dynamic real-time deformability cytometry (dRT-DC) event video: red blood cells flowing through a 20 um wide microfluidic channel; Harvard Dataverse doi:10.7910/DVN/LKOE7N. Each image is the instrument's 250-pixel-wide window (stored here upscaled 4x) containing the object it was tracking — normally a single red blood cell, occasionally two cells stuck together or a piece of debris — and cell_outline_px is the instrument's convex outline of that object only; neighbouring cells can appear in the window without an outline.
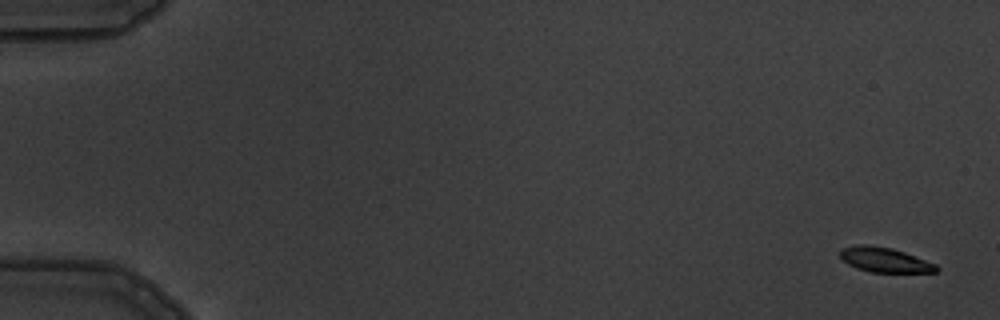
{"species": "common noctule bat (a hibernating species)", "species_latin": "Nyctalus noctula", "temperature_condition": "warm", "stored_images_in_passage": 8, "camera_frame_rate_fps": 3000, "um_per_image_px": 0.085, "animal": {"sex": "male", "body_mass_g": 19.5, "forearm_length_mm": 54.6}, "frame": {"image": 1, "passage_image": 1, "time_ms": 0.0, "image_size_px": [1000, 320], "cell_outline_px": [[940, 268], [936, 272], [872, 272], [856, 268], [848, 264], [840, 256], [840, 248], [856, 244], [868, 244], [892, 248], [904, 252], [936, 264]], "centroid_in_image_um": [75.18, 22.07], "position_along_channel_um": 9.8, "area_um2": 13.93}}
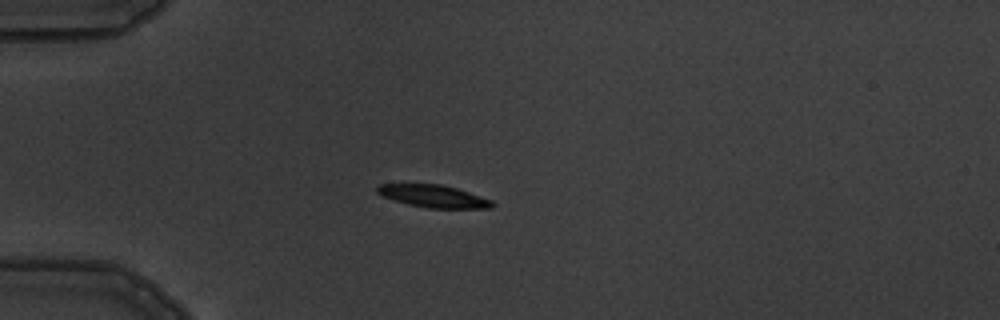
{"frame": {"image": 2, "passage_image": 5, "time_ms": 4.667, "image_size_px": [1000, 320], "cell_outline_px": [[496, 204], [492, 208], [428, 208], [408, 204], [384, 196], [376, 192], [376, 188], [380, 184], [440, 184], [456, 188], [492, 200]], "centroid_in_image_um": [36.88, 16.68], "position_along_channel_um": 48.1, "area_um2": 14.85}}
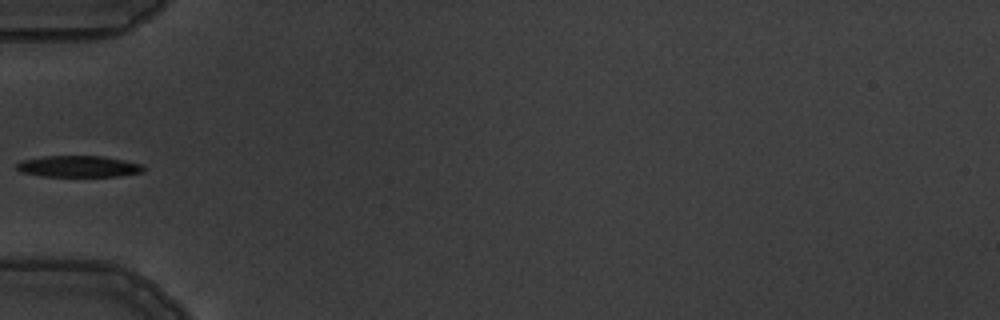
{"frame": {"image": 3, "passage_image": 6, "time_ms": 6.0, "image_size_px": [1000, 320], "cell_outline_px": [[144, 172], [120, 176], [40, 176], [20, 172], [16, 168], [16, 164], [20, 160], [44, 156], [104, 156], [144, 164]], "centroid_in_image_um": [6.68, 14.14], "position_along_channel_um": 78.3, "area_um2": 16.01}}